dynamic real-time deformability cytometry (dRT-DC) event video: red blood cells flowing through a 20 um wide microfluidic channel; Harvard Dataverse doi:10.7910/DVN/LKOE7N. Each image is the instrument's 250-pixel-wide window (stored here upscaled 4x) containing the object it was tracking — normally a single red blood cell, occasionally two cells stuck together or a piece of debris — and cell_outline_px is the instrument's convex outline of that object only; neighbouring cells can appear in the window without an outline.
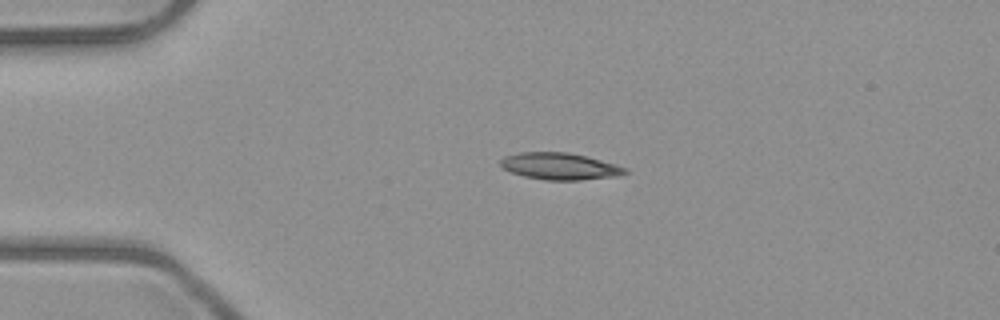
{"species": "common noctule bat (a hibernating species)", "species_latin": "Nyctalus noctula", "temperature_condition": "room temperature", "stored_images_in_passage": 2, "camera_frame_rate_fps": 3000, "um_per_image_px": 0.085, "animal": {"sex": "male", "body_mass_g": 23.1, "forearm_length_mm": 52.7}, "frame": {"image": 1, "passage_image": 1, "time_ms": 0.0, "image_size_px": [1000, 320], "cell_outline_px": [[628, 172], [620, 176], [580, 180], [544, 180], [524, 176], [500, 168], [500, 160], [504, 156], [520, 152], [568, 152], [588, 156], [616, 164], [628, 168]], "centroid_in_image_um": [47.6, 14.13], "position_along_channel_um": 37.4, "area_um2": 19.77}}